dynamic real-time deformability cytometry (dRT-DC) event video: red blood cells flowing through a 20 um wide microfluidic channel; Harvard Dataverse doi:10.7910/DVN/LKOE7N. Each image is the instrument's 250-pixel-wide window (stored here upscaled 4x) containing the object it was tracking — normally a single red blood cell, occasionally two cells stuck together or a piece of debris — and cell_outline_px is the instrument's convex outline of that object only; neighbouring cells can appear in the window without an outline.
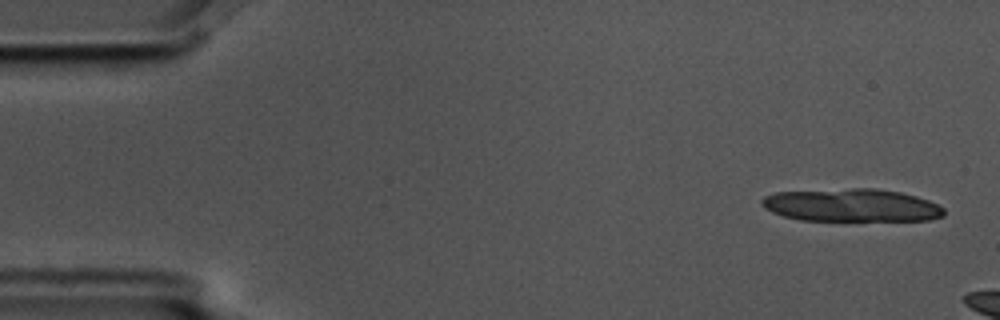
{"species": "common noctule bat (a hibernating species)", "species_latin": "Nyctalus noctula", "temperature_condition": "cold", "stored_images_in_passage": 6, "camera_frame_rate_fps": 3000, "um_per_image_px": 0.085, "animal": {"sex": "male", "body_mass_g": 17.5, "forearm_length_mm": 52.3}, "frame": {"image": 1, "passage_image": 2, "time_ms": 0.333, "image_size_px": [1000, 320], "cell_outline_px": [[944, 216], [928, 220], [800, 220], [784, 216], [772, 212], [764, 208], [760, 204], [760, 200], [764, 196], [776, 192], [852, 188], [876, 188], [900, 192], [916, 196], [928, 200], [944, 208]], "centroid_in_image_um": [72.35, 17.44], "position_along_channel_um": 12.6, "area_um2": 34.91}}